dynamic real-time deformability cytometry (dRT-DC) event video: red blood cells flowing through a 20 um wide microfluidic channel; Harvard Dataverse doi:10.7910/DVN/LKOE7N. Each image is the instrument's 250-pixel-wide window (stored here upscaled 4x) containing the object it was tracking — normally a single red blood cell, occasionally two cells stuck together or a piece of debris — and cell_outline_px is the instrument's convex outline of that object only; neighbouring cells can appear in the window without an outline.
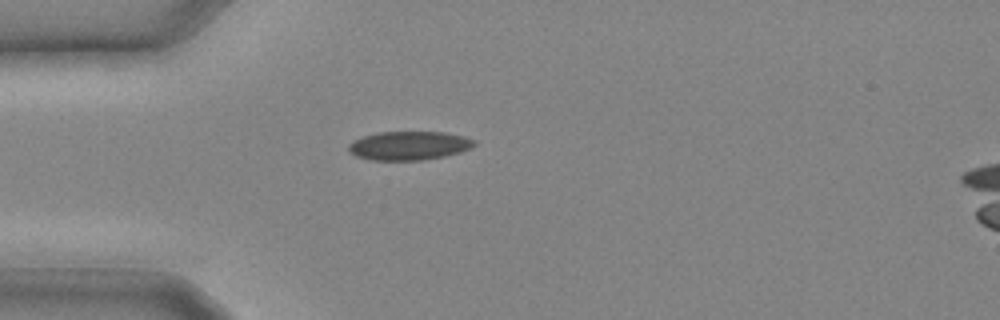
{"species": "common noctule bat (a hibernating species)", "species_latin": "Nyctalus noctula", "temperature_condition": "cold", "stored_images_in_passage": 7, "camera_frame_rate_fps": 3000, "um_per_image_px": 0.085, "animal": {"sex": "male", "body_mass_g": 20.4}, "frame": {"image": 1, "passage_image": 1, "time_ms": 0.0, "image_size_px": [1000, 320], "cell_outline_px": [[476, 144], [472, 148], [460, 152], [444, 156], [420, 160], [372, 160], [356, 156], [348, 152], [348, 144], [364, 136], [380, 132], [444, 132], [464, 136], [476, 140]], "centroid_in_image_um": [34.79, 12.38], "position_along_channel_um": 50.2, "area_um2": 21.04}}
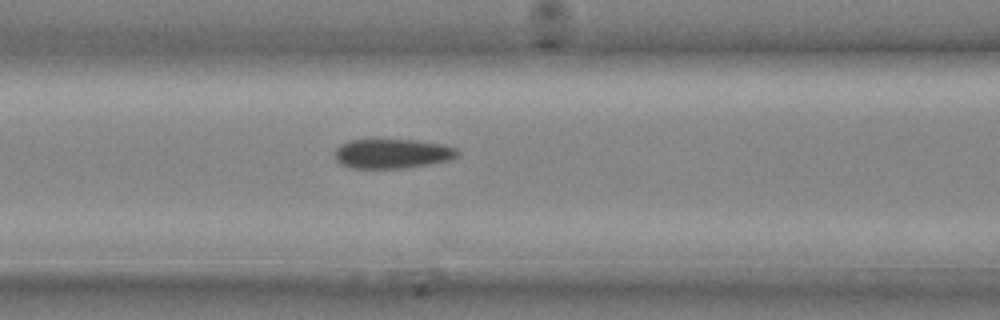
{"frame": {"image": 2, "passage_image": 5, "time_ms": 1.333, "image_size_px": [1000, 320], "cell_outline_px": [[460, 156], [452, 160], [432, 164], [404, 168], [348, 168], [340, 164], [336, 160], [336, 148], [340, 144], [352, 140], [416, 140], [444, 144], [456, 148], [460, 152]], "centroid_in_image_um": [33.41, 13.07], "position_along_channel_um": 133.2, "area_um2": 21.39}}
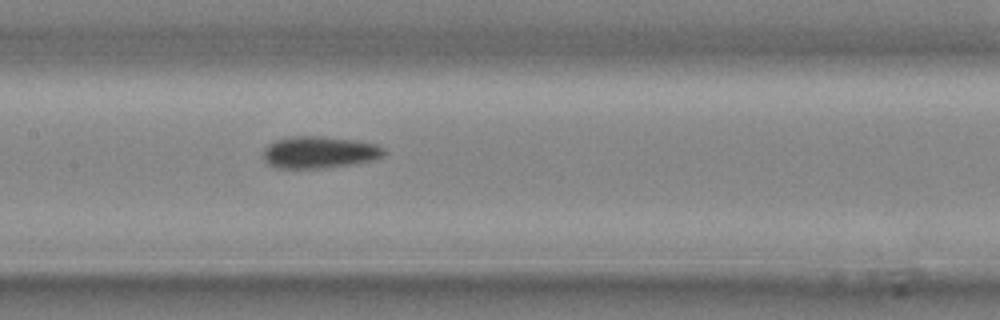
{"frame": {"image": 3, "passage_image": 7, "time_ms": 2.0, "image_size_px": [1000, 320], "cell_outline_px": [[384, 156], [372, 160], [352, 164], [316, 168], [276, 168], [268, 164], [264, 160], [264, 148], [272, 140], [292, 136], [316, 136], [352, 140], [376, 144], [384, 148]], "centroid_in_image_um": [27.09, 12.94], "position_along_channel_um": 180.3, "area_um2": 22.31}}